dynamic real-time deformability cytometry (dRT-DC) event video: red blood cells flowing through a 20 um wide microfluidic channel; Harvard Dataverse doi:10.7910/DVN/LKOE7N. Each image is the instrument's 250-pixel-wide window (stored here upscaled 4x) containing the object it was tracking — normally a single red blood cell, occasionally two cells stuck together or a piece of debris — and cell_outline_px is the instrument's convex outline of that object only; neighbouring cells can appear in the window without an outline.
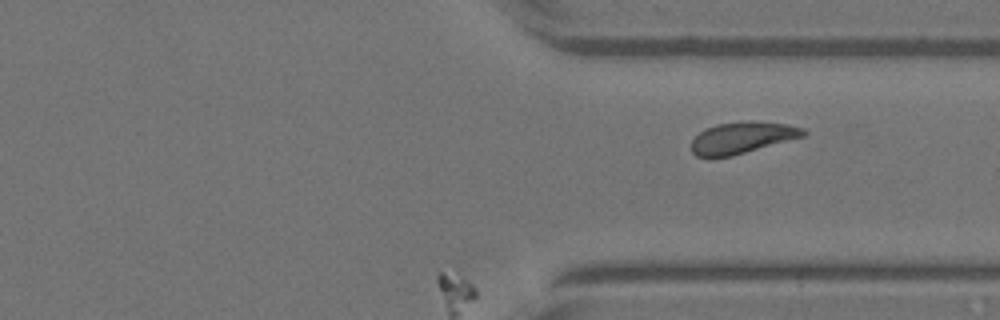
{"species": "Egyptian fruit bat (a non-hibernating species)", "species_latin": "Rousettus aegyptiacus", "temperature_condition": "warm", "stored_images_in_passage": 35, "segment_of_instrument_passage": [2, 2], "camera_frame_rate_fps": 3000, "um_per_image_px": 0.085, "animal": {"sex": "female"}, "frame": {"image": 1, "passage_image": 35, "time_ms": 11.333, "image_size_px": [1000, 320], "cell_outline_px": [[808, 132], [804, 136], [732, 156], [696, 156], [692, 152], [692, 140], [704, 128], [716, 124], [748, 120], [788, 124], [804, 128]], "centroid_in_image_um": [63.11, 11.68], "position_along_channel_um": 348.3, "area_um2": 20.52}}